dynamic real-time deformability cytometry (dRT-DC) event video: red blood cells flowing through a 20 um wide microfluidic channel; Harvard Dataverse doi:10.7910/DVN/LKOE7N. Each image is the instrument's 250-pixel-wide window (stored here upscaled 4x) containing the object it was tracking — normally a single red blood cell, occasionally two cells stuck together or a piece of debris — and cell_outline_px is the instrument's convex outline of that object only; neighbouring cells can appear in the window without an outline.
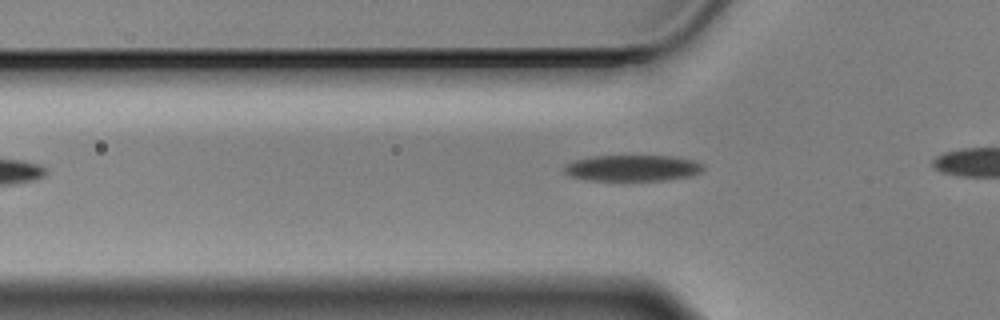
{"species": "Egyptian fruit bat (a non-hibernating species)", "species_latin": "Rousettus aegyptiacus", "temperature_condition": "cold", "stored_images_in_passage": 8, "camera_frame_rate_fps": 3000, "um_per_image_px": 0.085, "animal": {"sex": "male"}, "frame": {"image": 1, "passage_image": 2, "time_ms": 0.333, "image_size_px": [1000, 320], "cell_outline_px": [[704, 168], [700, 172], [692, 176], [664, 180], [592, 180], [572, 176], [564, 172], [564, 168], [568, 164], [576, 160], [592, 156], [668, 156], [696, 160], [704, 164]], "centroid_in_image_um": [53.84, 14.28], "position_along_channel_um": 72.0, "area_um2": 20.98}}
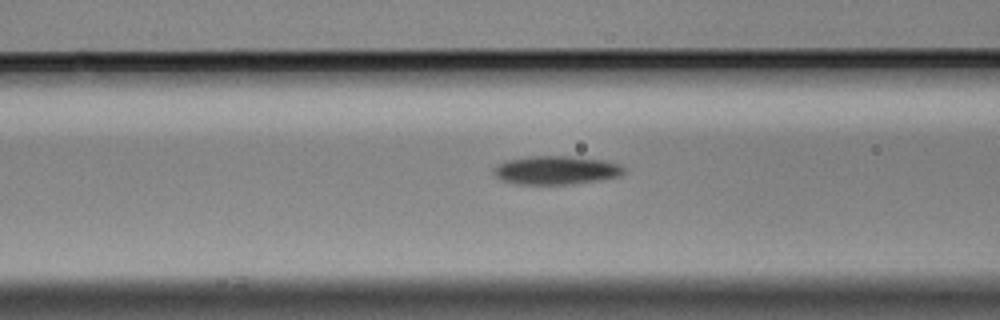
{"frame": {"image": 2, "passage_image": 6, "time_ms": 1.667, "image_size_px": [1000, 320], "cell_outline_px": [[624, 172], [620, 176], [600, 180], [568, 184], [516, 184], [500, 180], [492, 172], [492, 168], [508, 160], [532, 156], [568, 156], [604, 160], [620, 164], [624, 168]], "centroid_in_image_um": [47.26, 14.47], "position_along_channel_um": 119.3, "area_um2": 21.62}}